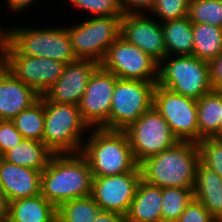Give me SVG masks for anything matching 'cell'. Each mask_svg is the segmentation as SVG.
Returning a JSON list of instances; mask_svg holds the SVG:
<instances>
[{"instance_id":"41","label":"cell","mask_w":222,"mask_h":222,"mask_svg":"<svg viewBox=\"0 0 222 222\" xmlns=\"http://www.w3.org/2000/svg\"><path fill=\"white\" fill-rule=\"evenodd\" d=\"M5 68V63L2 55L0 56V72Z\"/></svg>"},{"instance_id":"36","label":"cell","mask_w":222,"mask_h":222,"mask_svg":"<svg viewBox=\"0 0 222 222\" xmlns=\"http://www.w3.org/2000/svg\"><path fill=\"white\" fill-rule=\"evenodd\" d=\"M156 0H120L123 14L141 13L142 10H152ZM133 9V10H132Z\"/></svg>"},{"instance_id":"31","label":"cell","mask_w":222,"mask_h":222,"mask_svg":"<svg viewBox=\"0 0 222 222\" xmlns=\"http://www.w3.org/2000/svg\"><path fill=\"white\" fill-rule=\"evenodd\" d=\"M72 5L94 17L123 16L120 0H69Z\"/></svg>"},{"instance_id":"16","label":"cell","mask_w":222,"mask_h":222,"mask_svg":"<svg viewBox=\"0 0 222 222\" xmlns=\"http://www.w3.org/2000/svg\"><path fill=\"white\" fill-rule=\"evenodd\" d=\"M99 64L94 60L77 59L65 65L63 74L40 97L44 101L79 104L86 90L89 77Z\"/></svg>"},{"instance_id":"38","label":"cell","mask_w":222,"mask_h":222,"mask_svg":"<svg viewBox=\"0 0 222 222\" xmlns=\"http://www.w3.org/2000/svg\"><path fill=\"white\" fill-rule=\"evenodd\" d=\"M33 1L35 0H7V4L11 11L13 10L18 12L27 9L26 7H29L32 3H34Z\"/></svg>"},{"instance_id":"8","label":"cell","mask_w":222,"mask_h":222,"mask_svg":"<svg viewBox=\"0 0 222 222\" xmlns=\"http://www.w3.org/2000/svg\"><path fill=\"white\" fill-rule=\"evenodd\" d=\"M122 16H100L67 27L77 59H104L109 46L120 36Z\"/></svg>"},{"instance_id":"14","label":"cell","mask_w":222,"mask_h":222,"mask_svg":"<svg viewBox=\"0 0 222 222\" xmlns=\"http://www.w3.org/2000/svg\"><path fill=\"white\" fill-rule=\"evenodd\" d=\"M140 180L141 171L94 177L91 196L102 211L126 216Z\"/></svg>"},{"instance_id":"19","label":"cell","mask_w":222,"mask_h":222,"mask_svg":"<svg viewBox=\"0 0 222 222\" xmlns=\"http://www.w3.org/2000/svg\"><path fill=\"white\" fill-rule=\"evenodd\" d=\"M162 188L141 179L126 214L127 222H161Z\"/></svg>"},{"instance_id":"9","label":"cell","mask_w":222,"mask_h":222,"mask_svg":"<svg viewBox=\"0 0 222 222\" xmlns=\"http://www.w3.org/2000/svg\"><path fill=\"white\" fill-rule=\"evenodd\" d=\"M124 132L138 164L179 141L166 120L154 107L142 114Z\"/></svg>"},{"instance_id":"25","label":"cell","mask_w":222,"mask_h":222,"mask_svg":"<svg viewBox=\"0 0 222 222\" xmlns=\"http://www.w3.org/2000/svg\"><path fill=\"white\" fill-rule=\"evenodd\" d=\"M192 29L194 57L209 62L222 52V28L204 23H192Z\"/></svg>"},{"instance_id":"6","label":"cell","mask_w":222,"mask_h":222,"mask_svg":"<svg viewBox=\"0 0 222 222\" xmlns=\"http://www.w3.org/2000/svg\"><path fill=\"white\" fill-rule=\"evenodd\" d=\"M157 84L195 100L213 90L209 63L193 55L166 56L158 66Z\"/></svg>"},{"instance_id":"18","label":"cell","mask_w":222,"mask_h":222,"mask_svg":"<svg viewBox=\"0 0 222 222\" xmlns=\"http://www.w3.org/2000/svg\"><path fill=\"white\" fill-rule=\"evenodd\" d=\"M40 170L0 160V184L9 202L40 194Z\"/></svg>"},{"instance_id":"34","label":"cell","mask_w":222,"mask_h":222,"mask_svg":"<svg viewBox=\"0 0 222 222\" xmlns=\"http://www.w3.org/2000/svg\"><path fill=\"white\" fill-rule=\"evenodd\" d=\"M176 222H217L198 200L192 199Z\"/></svg>"},{"instance_id":"4","label":"cell","mask_w":222,"mask_h":222,"mask_svg":"<svg viewBox=\"0 0 222 222\" xmlns=\"http://www.w3.org/2000/svg\"><path fill=\"white\" fill-rule=\"evenodd\" d=\"M7 30V31H6ZM2 54H22L49 58L64 63L77 60L71 44L67 27H31L6 29Z\"/></svg>"},{"instance_id":"2","label":"cell","mask_w":222,"mask_h":222,"mask_svg":"<svg viewBox=\"0 0 222 222\" xmlns=\"http://www.w3.org/2000/svg\"><path fill=\"white\" fill-rule=\"evenodd\" d=\"M200 163L198 146L191 141H178L172 147L139 164L141 179L160 188H194Z\"/></svg>"},{"instance_id":"21","label":"cell","mask_w":222,"mask_h":222,"mask_svg":"<svg viewBox=\"0 0 222 222\" xmlns=\"http://www.w3.org/2000/svg\"><path fill=\"white\" fill-rule=\"evenodd\" d=\"M193 195L217 222H222V178L201 163L197 167Z\"/></svg>"},{"instance_id":"20","label":"cell","mask_w":222,"mask_h":222,"mask_svg":"<svg viewBox=\"0 0 222 222\" xmlns=\"http://www.w3.org/2000/svg\"><path fill=\"white\" fill-rule=\"evenodd\" d=\"M4 222H57V208L41 194L8 203Z\"/></svg>"},{"instance_id":"11","label":"cell","mask_w":222,"mask_h":222,"mask_svg":"<svg viewBox=\"0 0 222 222\" xmlns=\"http://www.w3.org/2000/svg\"><path fill=\"white\" fill-rule=\"evenodd\" d=\"M99 65L120 79L158 82L159 64L121 36L109 46Z\"/></svg>"},{"instance_id":"24","label":"cell","mask_w":222,"mask_h":222,"mask_svg":"<svg viewBox=\"0 0 222 222\" xmlns=\"http://www.w3.org/2000/svg\"><path fill=\"white\" fill-rule=\"evenodd\" d=\"M167 56L192 55L193 29L188 17L162 22Z\"/></svg>"},{"instance_id":"32","label":"cell","mask_w":222,"mask_h":222,"mask_svg":"<svg viewBox=\"0 0 222 222\" xmlns=\"http://www.w3.org/2000/svg\"><path fill=\"white\" fill-rule=\"evenodd\" d=\"M189 4L190 0H156L150 12L161 22L178 20L188 16Z\"/></svg>"},{"instance_id":"37","label":"cell","mask_w":222,"mask_h":222,"mask_svg":"<svg viewBox=\"0 0 222 222\" xmlns=\"http://www.w3.org/2000/svg\"><path fill=\"white\" fill-rule=\"evenodd\" d=\"M94 222H127V221L126 217L121 214L101 210L98 213Z\"/></svg>"},{"instance_id":"12","label":"cell","mask_w":222,"mask_h":222,"mask_svg":"<svg viewBox=\"0 0 222 222\" xmlns=\"http://www.w3.org/2000/svg\"><path fill=\"white\" fill-rule=\"evenodd\" d=\"M118 77L100 65L89 77L78 108L83 120L91 128H101L109 119L111 100Z\"/></svg>"},{"instance_id":"28","label":"cell","mask_w":222,"mask_h":222,"mask_svg":"<svg viewBox=\"0 0 222 222\" xmlns=\"http://www.w3.org/2000/svg\"><path fill=\"white\" fill-rule=\"evenodd\" d=\"M193 198L190 188H162L161 222H176Z\"/></svg>"},{"instance_id":"35","label":"cell","mask_w":222,"mask_h":222,"mask_svg":"<svg viewBox=\"0 0 222 222\" xmlns=\"http://www.w3.org/2000/svg\"><path fill=\"white\" fill-rule=\"evenodd\" d=\"M208 63L211 87L222 91V52Z\"/></svg>"},{"instance_id":"27","label":"cell","mask_w":222,"mask_h":222,"mask_svg":"<svg viewBox=\"0 0 222 222\" xmlns=\"http://www.w3.org/2000/svg\"><path fill=\"white\" fill-rule=\"evenodd\" d=\"M24 139L43 140L44 100L40 99L11 120Z\"/></svg>"},{"instance_id":"23","label":"cell","mask_w":222,"mask_h":222,"mask_svg":"<svg viewBox=\"0 0 222 222\" xmlns=\"http://www.w3.org/2000/svg\"><path fill=\"white\" fill-rule=\"evenodd\" d=\"M53 153L42 141L23 139L4 155L3 159L14 165L43 171Z\"/></svg>"},{"instance_id":"5","label":"cell","mask_w":222,"mask_h":222,"mask_svg":"<svg viewBox=\"0 0 222 222\" xmlns=\"http://www.w3.org/2000/svg\"><path fill=\"white\" fill-rule=\"evenodd\" d=\"M89 128L77 105L44 101L42 142L53 154L81 153L82 132Z\"/></svg>"},{"instance_id":"33","label":"cell","mask_w":222,"mask_h":222,"mask_svg":"<svg viewBox=\"0 0 222 222\" xmlns=\"http://www.w3.org/2000/svg\"><path fill=\"white\" fill-rule=\"evenodd\" d=\"M24 137L9 120H0V151L4 155L12 147L19 144Z\"/></svg>"},{"instance_id":"29","label":"cell","mask_w":222,"mask_h":222,"mask_svg":"<svg viewBox=\"0 0 222 222\" xmlns=\"http://www.w3.org/2000/svg\"><path fill=\"white\" fill-rule=\"evenodd\" d=\"M187 17L192 23L222 28V0H190Z\"/></svg>"},{"instance_id":"30","label":"cell","mask_w":222,"mask_h":222,"mask_svg":"<svg viewBox=\"0 0 222 222\" xmlns=\"http://www.w3.org/2000/svg\"><path fill=\"white\" fill-rule=\"evenodd\" d=\"M196 144L200 154V163L222 178V139L204 138Z\"/></svg>"},{"instance_id":"15","label":"cell","mask_w":222,"mask_h":222,"mask_svg":"<svg viewBox=\"0 0 222 222\" xmlns=\"http://www.w3.org/2000/svg\"><path fill=\"white\" fill-rule=\"evenodd\" d=\"M160 24L152 18L149 19L143 12L126 13L121 17L120 36L147 53L159 64L167 56Z\"/></svg>"},{"instance_id":"22","label":"cell","mask_w":222,"mask_h":222,"mask_svg":"<svg viewBox=\"0 0 222 222\" xmlns=\"http://www.w3.org/2000/svg\"><path fill=\"white\" fill-rule=\"evenodd\" d=\"M222 119V91L212 90L197 100L199 142L204 138L219 139Z\"/></svg>"},{"instance_id":"17","label":"cell","mask_w":222,"mask_h":222,"mask_svg":"<svg viewBox=\"0 0 222 222\" xmlns=\"http://www.w3.org/2000/svg\"><path fill=\"white\" fill-rule=\"evenodd\" d=\"M40 99L30 86L17 79L8 69L0 72V120L11 121Z\"/></svg>"},{"instance_id":"10","label":"cell","mask_w":222,"mask_h":222,"mask_svg":"<svg viewBox=\"0 0 222 222\" xmlns=\"http://www.w3.org/2000/svg\"><path fill=\"white\" fill-rule=\"evenodd\" d=\"M153 107L166 120L179 141L199 142L197 100L156 84Z\"/></svg>"},{"instance_id":"13","label":"cell","mask_w":222,"mask_h":222,"mask_svg":"<svg viewBox=\"0 0 222 222\" xmlns=\"http://www.w3.org/2000/svg\"><path fill=\"white\" fill-rule=\"evenodd\" d=\"M5 68L43 95L63 74L66 63L22 54H2Z\"/></svg>"},{"instance_id":"40","label":"cell","mask_w":222,"mask_h":222,"mask_svg":"<svg viewBox=\"0 0 222 222\" xmlns=\"http://www.w3.org/2000/svg\"><path fill=\"white\" fill-rule=\"evenodd\" d=\"M3 41H4V31L0 26V56L2 55Z\"/></svg>"},{"instance_id":"43","label":"cell","mask_w":222,"mask_h":222,"mask_svg":"<svg viewBox=\"0 0 222 222\" xmlns=\"http://www.w3.org/2000/svg\"><path fill=\"white\" fill-rule=\"evenodd\" d=\"M3 158V155H2V153H1V151H0V160Z\"/></svg>"},{"instance_id":"42","label":"cell","mask_w":222,"mask_h":222,"mask_svg":"<svg viewBox=\"0 0 222 222\" xmlns=\"http://www.w3.org/2000/svg\"><path fill=\"white\" fill-rule=\"evenodd\" d=\"M219 139H222V119H221L220 127H219Z\"/></svg>"},{"instance_id":"39","label":"cell","mask_w":222,"mask_h":222,"mask_svg":"<svg viewBox=\"0 0 222 222\" xmlns=\"http://www.w3.org/2000/svg\"><path fill=\"white\" fill-rule=\"evenodd\" d=\"M8 199L5 195L4 189L0 184V222H4L8 211Z\"/></svg>"},{"instance_id":"1","label":"cell","mask_w":222,"mask_h":222,"mask_svg":"<svg viewBox=\"0 0 222 222\" xmlns=\"http://www.w3.org/2000/svg\"><path fill=\"white\" fill-rule=\"evenodd\" d=\"M93 173L81 153L53 154L41 173L40 194L56 208L91 195Z\"/></svg>"},{"instance_id":"7","label":"cell","mask_w":222,"mask_h":222,"mask_svg":"<svg viewBox=\"0 0 222 222\" xmlns=\"http://www.w3.org/2000/svg\"><path fill=\"white\" fill-rule=\"evenodd\" d=\"M157 82L120 79L116 81L108 121L101 127L125 130L153 107Z\"/></svg>"},{"instance_id":"26","label":"cell","mask_w":222,"mask_h":222,"mask_svg":"<svg viewBox=\"0 0 222 222\" xmlns=\"http://www.w3.org/2000/svg\"><path fill=\"white\" fill-rule=\"evenodd\" d=\"M100 211L91 195L68 200L57 208V222H94Z\"/></svg>"},{"instance_id":"3","label":"cell","mask_w":222,"mask_h":222,"mask_svg":"<svg viewBox=\"0 0 222 222\" xmlns=\"http://www.w3.org/2000/svg\"><path fill=\"white\" fill-rule=\"evenodd\" d=\"M93 129L81 150V154L89 163L93 177L141 171L124 130Z\"/></svg>"}]
</instances>
